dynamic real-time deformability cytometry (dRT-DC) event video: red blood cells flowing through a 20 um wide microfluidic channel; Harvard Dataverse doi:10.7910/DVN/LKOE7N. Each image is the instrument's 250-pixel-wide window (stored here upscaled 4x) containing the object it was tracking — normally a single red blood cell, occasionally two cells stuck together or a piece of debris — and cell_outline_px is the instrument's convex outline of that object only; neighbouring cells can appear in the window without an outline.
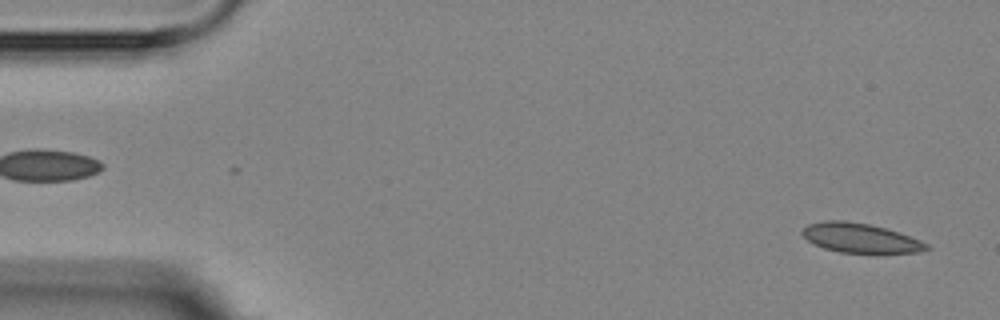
{"species": "Egyptian fruit bat (a non-hibernating species)", "species_latin": "Rousettus aegyptiacus", "temperature_condition": "room temperature", "stored_images_in_passage": 3, "segment_of_instrument_passage": [2, 2], "camera_frame_rate_fps": 3000, "um_per_image_px": 0.085, "animal": {"sex": "female"}, "frame": {"image": 1, "passage_image": 3, "time_ms": 2.333, "image_size_px": [1000, 320], "cell_outline_px": [[932, 248], [916, 252], [840, 252], [824, 248], [808, 240], [800, 232], [808, 224], [824, 220], [844, 220], [868, 224], [884, 228], [920, 240], [928, 244]], "centroid_in_image_um": [73.09, 20.21], "position_along_channel_um": 11.9, "area_um2": 20.81}}